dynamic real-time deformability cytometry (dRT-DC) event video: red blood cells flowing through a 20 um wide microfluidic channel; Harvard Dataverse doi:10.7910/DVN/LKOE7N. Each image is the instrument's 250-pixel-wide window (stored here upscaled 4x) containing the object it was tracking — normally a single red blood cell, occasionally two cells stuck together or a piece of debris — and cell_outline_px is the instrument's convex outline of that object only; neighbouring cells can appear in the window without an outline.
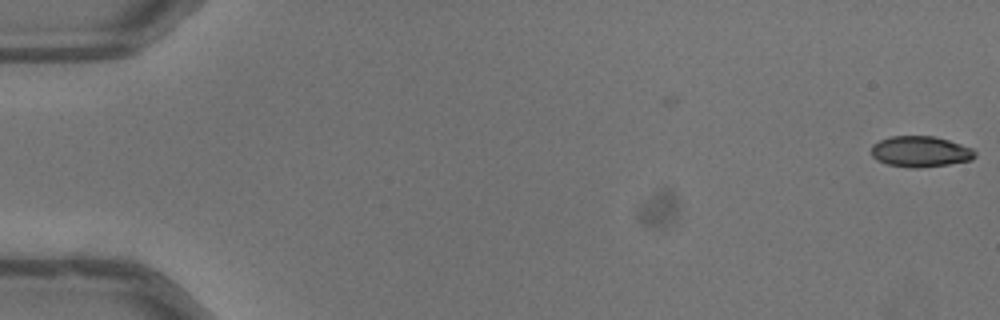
{"species": "common noctule bat (a hibernating species)", "species_latin": "Nyctalus noctula", "temperature_condition": "warm", "stored_images_in_passage": 5, "camera_frame_rate_fps": 3000, "um_per_image_px": 0.085, "animal": {"sex": "male", "body_mass_g": 13.3}, "frame": {"image": 1, "passage_image": 5, "time_ms": 1.333, "image_size_px": [1000, 320], "cell_outline_px": [[976, 156], [972, 160], [948, 164], [916, 168], [912, 168], [888, 164], [876, 160], [872, 156], [872, 144], [880, 140], [892, 136], [932, 136], [948, 140], [972, 148], [976, 152]], "centroid_in_image_um": [78.23, 12.88], "position_along_channel_um": 6.8, "area_um2": 18.55}}